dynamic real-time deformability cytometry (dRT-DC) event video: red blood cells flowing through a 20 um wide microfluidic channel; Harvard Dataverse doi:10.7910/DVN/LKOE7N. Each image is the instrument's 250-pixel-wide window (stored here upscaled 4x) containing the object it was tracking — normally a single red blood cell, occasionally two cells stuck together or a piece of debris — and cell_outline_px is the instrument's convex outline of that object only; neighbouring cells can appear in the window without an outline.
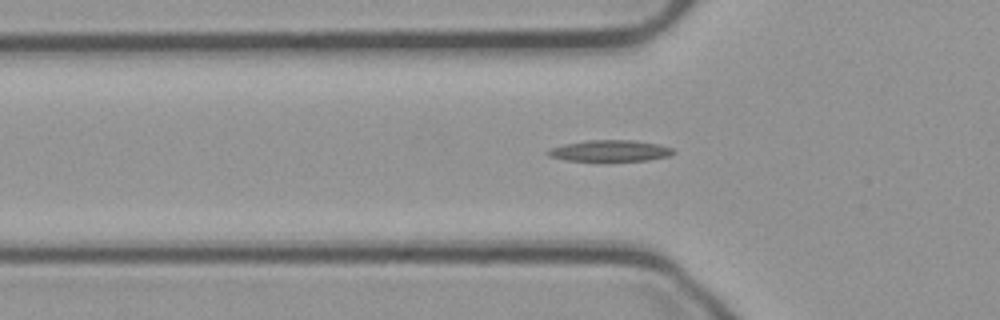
{"species": "common noctule bat (a hibernating species)", "species_latin": "Nyctalus noctula", "temperature_condition": "cold", "stored_images_in_passage": 41, "camera_frame_rate_fps": 3000, "um_per_image_px": 0.085, "animal": {"sex": "male", "body_mass_g": 23.1, "forearm_length_mm": 52.7}, "frame": {"image": 1, "passage_image": 3, "time_ms": 0.667, "image_size_px": [1000, 320], "cell_outline_px": [[676, 152], [668, 156], [648, 160], [608, 164], [600, 164], [564, 160], [548, 156], [544, 152], [548, 148], [564, 144], [588, 140], [632, 140], [656, 144], [672, 148]], "centroid_in_image_um": [51.76, 12.88], "position_along_channel_um": 74.0, "area_um2": 16.7}}
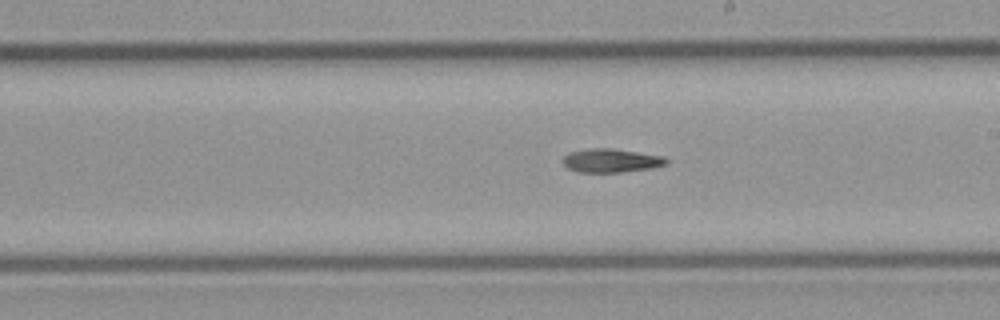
{"frame": {"image": 2, "passage_image": 16, "time_ms": 5.0, "image_size_px": [1000, 320], "cell_outline_px": [[668, 164], [652, 168], [624, 172], [576, 172], [568, 168], [564, 164], [564, 156], [568, 152], [592, 148], [608, 148], [664, 156], [668, 160]], "centroid_in_image_um": [51.96, 13.65], "position_along_channel_um": 237.0, "area_um2": 14.22}}
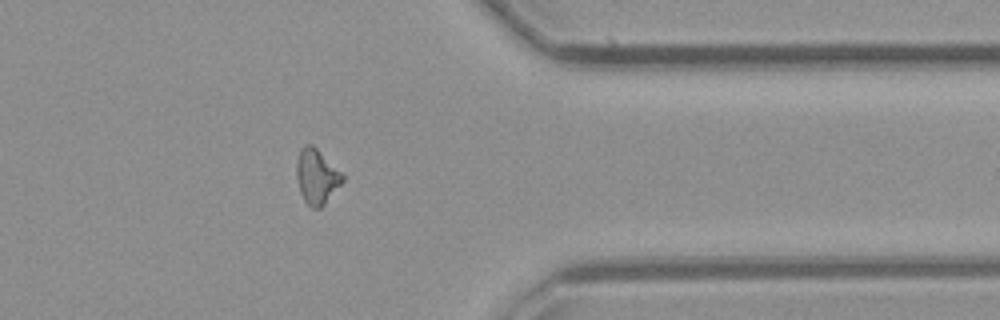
{"frame": {"image": 3, "passage_image": 29, "time_ms": 9.333, "image_size_px": [1000, 320], "cell_outline_px": [[344, 180], [324, 204], [320, 208], [312, 208], [304, 200], [300, 192], [296, 176], [296, 160], [300, 148], [304, 144], [312, 144], [344, 172]], "centroid_in_image_um": [26.92, 14.96], "position_along_channel_um": 384.5, "area_um2": 14.97}}